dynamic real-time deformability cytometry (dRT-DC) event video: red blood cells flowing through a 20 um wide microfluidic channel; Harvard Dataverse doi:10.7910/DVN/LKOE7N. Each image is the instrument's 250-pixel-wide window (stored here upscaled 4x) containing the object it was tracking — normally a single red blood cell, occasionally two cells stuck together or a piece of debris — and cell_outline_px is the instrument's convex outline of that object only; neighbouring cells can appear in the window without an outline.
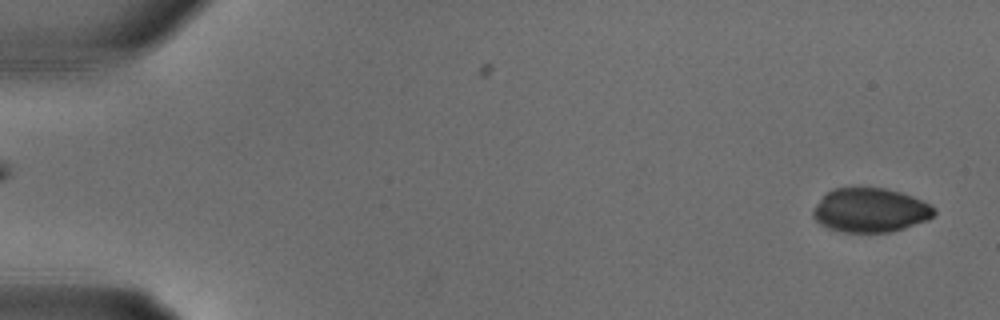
{"species": "common noctule bat (a hibernating species)", "species_latin": "Nyctalus noctula", "temperature_condition": "warm", "stored_images_in_passage": 11, "camera_frame_rate_fps": 3000, "um_per_image_px": 0.085, "animal": {"sex": "male", "body_mass_g": 18.8}, "frame": {"image": 1, "passage_image": 1, "time_ms": 0.0, "image_size_px": [1000, 320], "cell_outline_px": [[936, 212], [928, 220], [904, 228], [888, 232], [844, 232], [828, 228], [820, 224], [812, 216], [812, 212], [816, 204], [828, 192], [836, 188], [884, 188], [900, 192], [912, 196], [936, 208]], "centroid_in_image_um": [73.97, 17.88], "position_along_channel_um": 11.0, "area_um2": 30.87}}